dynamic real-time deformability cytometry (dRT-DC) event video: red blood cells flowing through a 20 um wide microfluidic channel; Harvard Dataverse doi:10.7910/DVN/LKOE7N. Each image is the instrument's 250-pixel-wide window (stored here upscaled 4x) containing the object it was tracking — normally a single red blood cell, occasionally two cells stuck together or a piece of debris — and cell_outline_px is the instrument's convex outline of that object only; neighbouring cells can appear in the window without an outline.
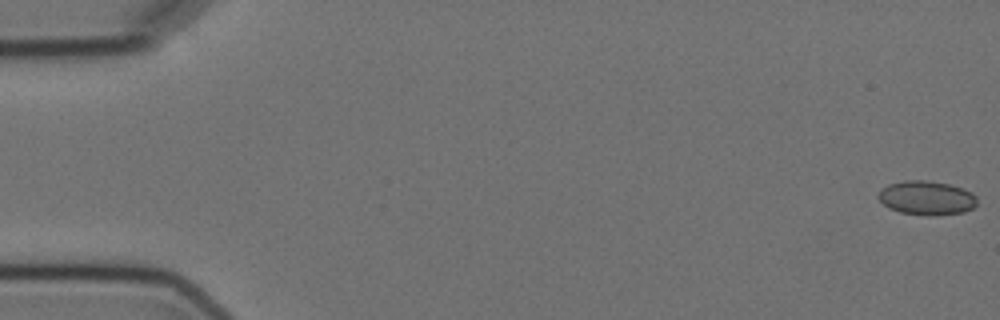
{"species": "Egyptian fruit bat (a non-hibernating species)", "species_latin": "Rousettus aegyptiacus", "temperature_condition": "cold", "stored_images_in_passage": 5, "camera_frame_rate_fps": 3000, "um_per_image_px": 0.085, "animal": {"sex": "female"}, "frame": {"image": 1, "passage_image": 1, "time_ms": 0.0, "image_size_px": [1000, 320], "cell_outline_px": [[976, 204], [972, 208], [964, 212], [932, 216], [900, 212], [888, 208], [876, 196], [880, 188], [888, 184], [904, 180], [924, 180], [948, 184], [972, 192], [976, 196]], "centroid_in_image_um": [78.72, 16.82], "position_along_channel_um": 6.3, "area_um2": 19.65}}
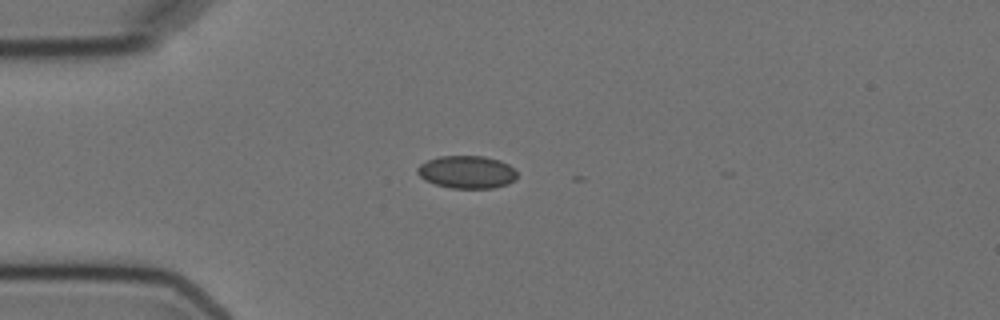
{"frame": {"image": 2, "passage_image": 5, "time_ms": 4.667, "image_size_px": [1000, 320], "cell_outline_px": [[516, 180], [508, 184], [492, 188], [452, 188], [436, 184], [424, 180], [416, 172], [416, 168], [420, 164], [428, 160], [440, 156], [484, 156], [500, 160], [508, 164], [516, 172]], "centroid_in_image_um": [39.68, 14.62], "position_along_channel_um": 45.3, "area_um2": 19.02}}